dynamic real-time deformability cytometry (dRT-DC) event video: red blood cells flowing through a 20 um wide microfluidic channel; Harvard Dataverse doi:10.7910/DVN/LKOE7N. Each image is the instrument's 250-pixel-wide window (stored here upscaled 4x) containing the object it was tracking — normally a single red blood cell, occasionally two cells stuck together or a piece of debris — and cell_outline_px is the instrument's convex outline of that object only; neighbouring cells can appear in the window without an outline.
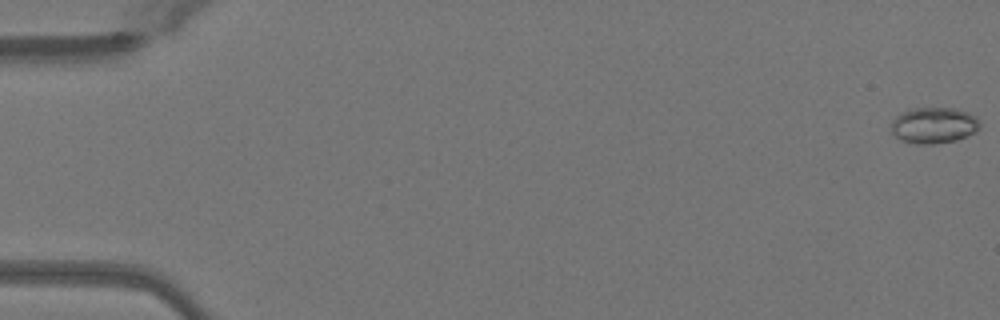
{"species": "Egyptian fruit bat (a non-hibernating species)", "species_latin": "Rousettus aegyptiacus", "temperature_condition": "warm", "stored_images_in_passage": 10, "camera_frame_rate_fps": 3000, "um_per_image_px": 0.085, "animal": {"sex": "female"}, "frame": {"image": 1, "passage_image": 1, "time_ms": 0.0, "image_size_px": [1000, 320], "cell_outline_px": [[980, 128], [976, 132], [968, 136], [956, 140], [936, 144], [916, 144], [900, 140], [892, 132], [892, 120], [900, 112], [916, 108], [956, 108], [968, 112], [976, 116], [980, 120]], "centroid_in_image_um": [79.41, 10.65], "position_along_channel_um": 5.6, "area_um2": 18.9}}